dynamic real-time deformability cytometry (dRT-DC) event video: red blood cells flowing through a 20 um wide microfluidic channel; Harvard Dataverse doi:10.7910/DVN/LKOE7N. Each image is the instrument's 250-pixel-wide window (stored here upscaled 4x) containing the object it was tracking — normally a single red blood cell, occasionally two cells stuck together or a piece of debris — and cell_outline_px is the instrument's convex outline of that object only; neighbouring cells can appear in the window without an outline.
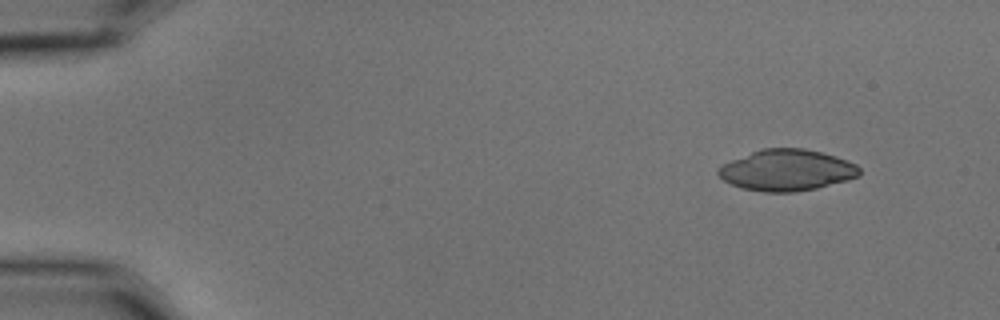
{"species": "common noctule bat (a hibernating species)", "species_latin": "Nyctalus noctula", "temperature_condition": "cold", "stored_images_in_passage": 6, "camera_frame_rate_fps": 3000, "um_per_image_px": 0.085, "animal": {"sex": "male", "body_mass_g": 15.6}, "frame": {"image": 1, "passage_image": 2, "time_ms": 0.333, "image_size_px": [1000, 320], "cell_outline_px": [[860, 176], [848, 180], [816, 188], [796, 192], [764, 192], [740, 188], [724, 180], [716, 172], [716, 168], [720, 164], [760, 148], [804, 148], [836, 156], [848, 160], [856, 164], [860, 168]], "centroid_in_image_um": [66.86, 14.46], "position_along_channel_um": 18.1, "area_um2": 34.28}}